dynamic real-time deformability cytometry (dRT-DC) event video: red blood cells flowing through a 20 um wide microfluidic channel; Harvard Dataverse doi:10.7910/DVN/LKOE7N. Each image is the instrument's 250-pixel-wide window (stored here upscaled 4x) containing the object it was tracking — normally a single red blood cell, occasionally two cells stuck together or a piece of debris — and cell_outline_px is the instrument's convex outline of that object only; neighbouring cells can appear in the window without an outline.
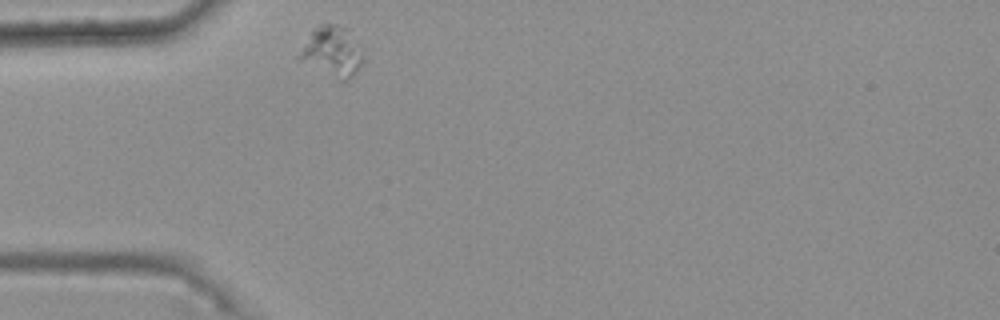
{"species": "common noctule bat (a hibernating species)", "species_latin": "Nyctalus noctula", "temperature_condition": "warm", "stored_images_in_passage": 42, "camera_frame_rate_fps": 3000, "um_per_image_px": 0.085, "animal": {"sex": "female", "body_mass_g": 25.1}, "frame": {"image": 1, "passage_image": 1, "time_ms": 0.0, "image_size_px": [1000, 320], "cell_outline_px": [[364, 60], [352, 76], [348, 80], [340, 80], [300, 60], [300, 56], [312, 28], [320, 24], [336, 24], [344, 28]], "centroid_in_image_um": [28.21, 4.39], "position_along_channel_um": 56.8, "area_um2": 17.22}}
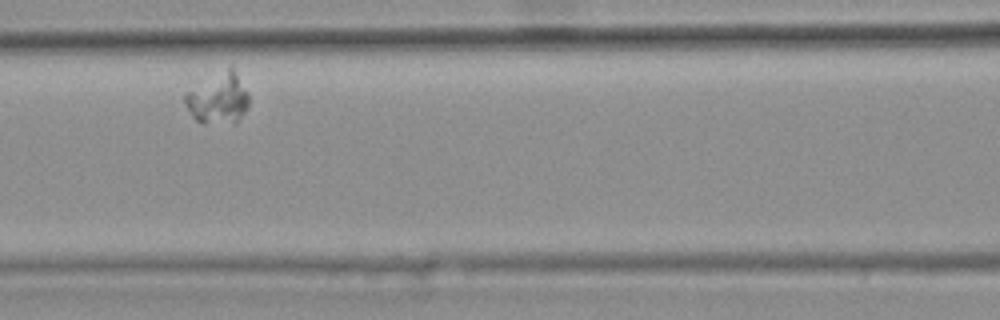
{"frame": {"image": 2, "passage_image": 10, "time_ms": 3.0, "image_size_px": [1000, 320], "cell_outline_px": [[248, 104], [244, 112], [236, 124], [200, 124], [192, 116], [184, 100], [184, 96], [188, 92], [228, 64], [232, 64], [248, 92]], "centroid_in_image_um": [18.58, 8.36], "position_along_channel_um": 148.0, "area_um2": 19.25}}
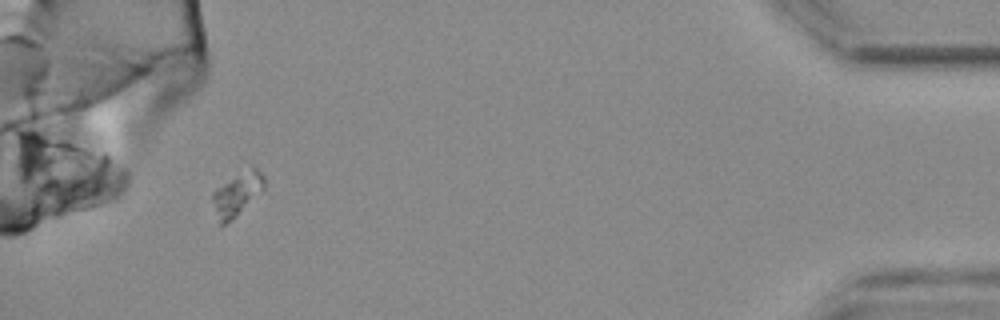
{"frame": {"image": 3, "passage_image": 40, "time_ms": 13.0, "image_size_px": [1000, 320], "cell_outline_px": [[264, 192], [232, 220], [224, 224], [220, 224], [212, 200], [212, 192], [216, 188], [252, 164], [264, 176]], "centroid_in_image_um": [20.21, 16.47], "position_along_channel_um": 415.0, "area_um2": 13.18}}